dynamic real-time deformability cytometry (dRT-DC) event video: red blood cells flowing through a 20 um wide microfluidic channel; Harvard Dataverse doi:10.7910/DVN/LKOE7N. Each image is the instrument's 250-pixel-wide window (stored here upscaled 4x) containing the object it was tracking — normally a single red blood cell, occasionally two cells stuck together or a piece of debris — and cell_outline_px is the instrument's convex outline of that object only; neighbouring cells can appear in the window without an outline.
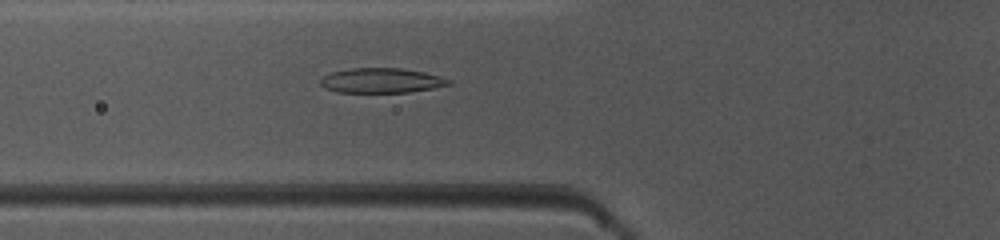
{"species": "common noctule bat (a hibernating species)", "species_latin": "Nyctalus noctula", "temperature_condition": "warm", "stored_images_in_passage": 49, "camera_frame_rate_fps": 3000, "um_per_image_px": 0.085, "animal": {"sex": "female", "body_mass_g": 10.0, "forearm_length_mm": 53.1}, "frame": {"image": 1, "passage_image": 18, "time_ms": 5.667, "image_size_px": [1000, 240], "cell_outline_px": [[452, 84], [432, 88], [408, 92], [336, 92], [324, 88], [320, 84], [320, 80], [324, 76], [332, 72], [352, 68], [400, 68], [424, 72], [440, 76], [452, 80]], "centroid_in_image_um": [32.42, 6.84], "position_along_channel_um": 93.4, "area_um2": 18.5}}
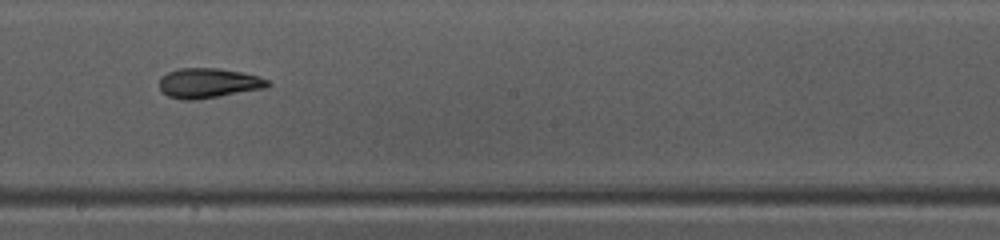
{"frame": {"image": 2, "passage_image": 28, "time_ms": 9.0, "image_size_px": [1000, 240], "cell_outline_px": [[272, 84], [264, 88], [196, 100], [184, 100], [168, 96], [160, 92], [160, 76], [168, 72], [180, 68], [220, 68], [244, 72], [260, 76], [268, 80]], "centroid_in_image_um": [17.71, 7.05], "position_along_channel_um": 230.5, "area_um2": 19.02}}
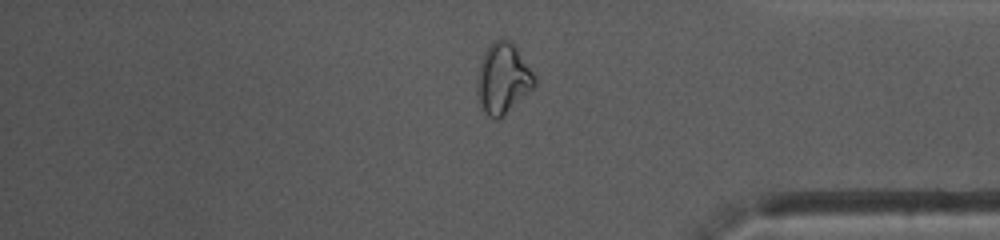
{"frame": {"image": 3, "passage_image": 41, "time_ms": 13.333, "image_size_px": [1000, 240], "cell_outline_px": [[536, 84], [504, 116], [496, 120], [488, 116], [484, 112], [480, 104], [476, 92], [476, 84], [480, 64], [484, 52], [496, 40], [512, 40], [536, 76]], "centroid_in_image_um": [42.75, 6.69], "position_along_channel_um": 392.4, "area_um2": 23.52}, "authors_computed_cell_mechanics": {"area_um2": 19.8832, "velocity_mm_per_s": 4.0837, "shape_relaxation_time_tau1_ms": 5.387, "shape_relaxation_time_tau2_ms": 3.1161, "deformation_change_tau1": 0.1832, "deformation_change_tau2": 0.1114}}